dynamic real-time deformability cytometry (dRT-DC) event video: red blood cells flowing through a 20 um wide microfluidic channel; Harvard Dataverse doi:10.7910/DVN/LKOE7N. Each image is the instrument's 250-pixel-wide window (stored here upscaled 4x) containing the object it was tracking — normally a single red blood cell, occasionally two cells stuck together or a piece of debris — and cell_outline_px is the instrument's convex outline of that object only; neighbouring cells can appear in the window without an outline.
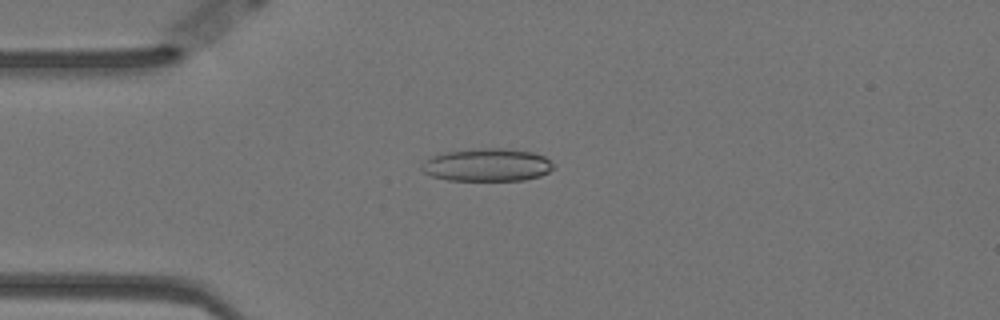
{"species": "Egyptian fruit bat (a non-hibernating species)", "species_latin": "Rousettus aegyptiacus", "temperature_condition": "warm", "stored_images_in_passage": 57, "camera_frame_rate_fps": 3000, "um_per_image_px": 0.085, "animal": {"sex": "female"}, "frame": {"image": 1, "passage_image": 14, "time_ms": 4.333, "image_size_px": [1000, 320], "cell_outline_px": [[556, 168], [540, 176], [524, 180], [448, 180], [432, 176], [424, 172], [420, 168], [420, 164], [424, 160], [432, 156], [444, 152], [476, 148], [504, 148], [532, 152], [544, 156], [556, 164]], "centroid_in_image_um": [41.42, 14.01], "position_along_channel_um": 43.6, "area_um2": 25.49}}
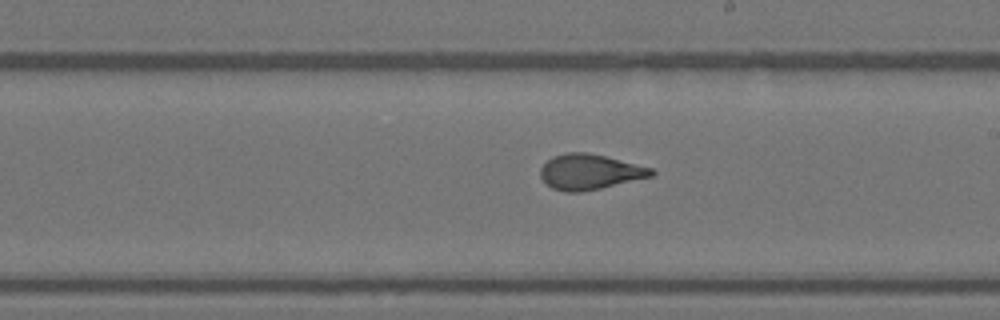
{"frame": {"image": 2, "passage_image": 32, "time_ms": 10.333, "image_size_px": [1000, 320], "cell_outline_px": [[656, 172], [652, 176], [600, 188], [580, 192], [564, 192], [552, 188], [540, 176], [540, 168], [552, 156], [568, 152], [584, 152], [604, 156], [652, 168]], "centroid_in_image_um": [50.1, 14.61], "position_along_channel_um": 238.9, "area_um2": 22.54}}
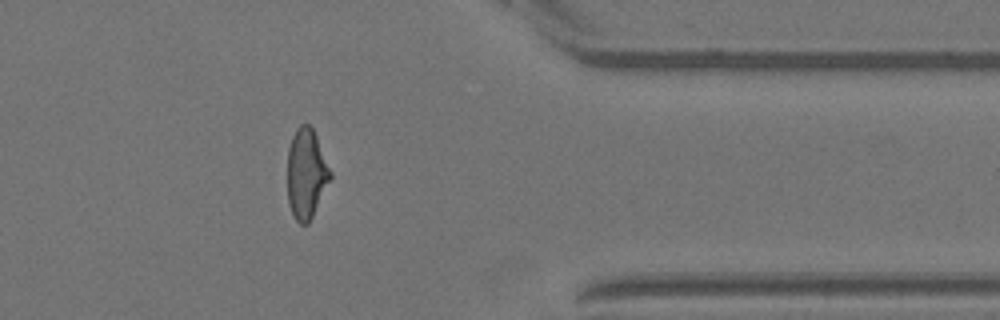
{"frame": {"image": 3, "passage_image": 46, "time_ms": 15.0, "image_size_px": [1000, 320], "cell_outline_px": [[332, 176], [308, 224], [300, 224], [296, 220], [288, 204], [288, 148], [292, 136], [296, 128], [300, 124], [308, 124], [312, 128], [316, 136], [332, 172]], "centroid_in_image_um": [26.03, 14.75], "position_along_channel_um": 385.4, "area_um2": 22.31}, "authors_computed_cell_mechanics": {"area_um2": 23.2934, "velocity_mm_per_s": 3.5306, "shape_relaxation_time_tau1_ms": null, "shape_relaxation_time_tau2_ms": 0.9528, "deformation_change_tau1": null, "deformation_change_tau2": 0.0917}}